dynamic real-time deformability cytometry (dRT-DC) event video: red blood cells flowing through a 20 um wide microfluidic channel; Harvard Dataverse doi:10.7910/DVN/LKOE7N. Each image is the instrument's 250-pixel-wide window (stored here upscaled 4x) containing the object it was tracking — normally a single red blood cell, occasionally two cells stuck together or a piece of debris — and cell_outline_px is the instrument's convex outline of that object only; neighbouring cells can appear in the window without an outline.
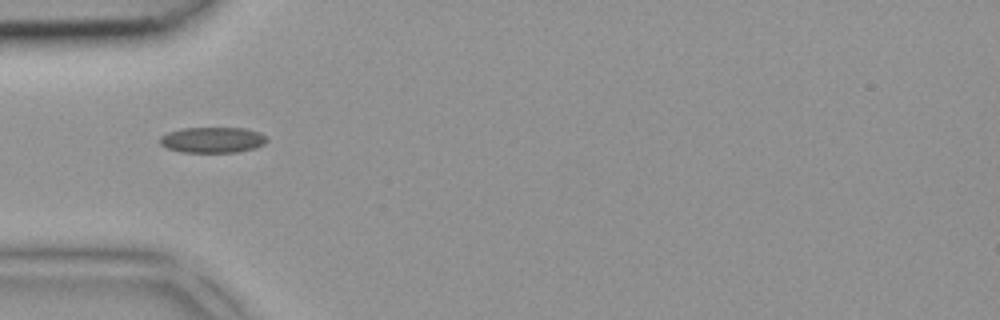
{"species": "common noctule bat (a hibernating species)", "species_latin": "Nyctalus noctula", "temperature_condition": "room temperature", "stored_images_in_passage": 4, "camera_frame_rate_fps": 3000, "um_per_image_px": 0.085, "animal": {"sex": "female", "body_mass_g": 18.4}, "frame": {"image": 1, "passage_image": 3, "time_ms": 0.667, "image_size_px": [1000, 320], "cell_outline_px": [[268, 140], [264, 144], [256, 148], [236, 152], [180, 152], [164, 148], [160, 144], [160, 136], [168, 132], [180, 128], [244, 128], [260, 132]], "centroid_in_image_um": [18.03, 11.89], "position_along_channel_um": 67.0, "area_um2": 16.18}}